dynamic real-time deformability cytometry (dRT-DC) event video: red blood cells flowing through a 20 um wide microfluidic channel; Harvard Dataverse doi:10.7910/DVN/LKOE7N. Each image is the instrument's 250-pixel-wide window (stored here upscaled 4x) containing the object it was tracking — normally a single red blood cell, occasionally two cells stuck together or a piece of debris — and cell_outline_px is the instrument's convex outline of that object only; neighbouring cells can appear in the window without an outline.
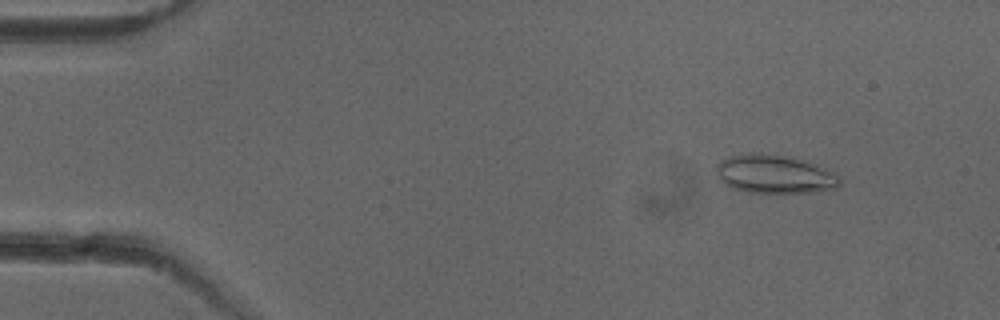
{"species": "common noctule bat (a hibernating species)", "species_latin": "Nyctalus noctula", "temperature_condition": "cold", "stored_images_in_passage": 47, "camera_frame_rate_fps": 3000, "um_per_image_px": 0.085, "animal": {"sex": "female"}, "frame": {"image": 1, "passage_image": 1, "time_ms": 0.0, "image_size_px": [1000, 320], "cell_outline_px": [[840, 184], [836, 188], [816, 192], [748, 192], [732, 188], [724, 184], [720, 180], [716, 172], [716, 164], [720, 160], [728, 156], [756, 152], [784, 156], [808, 160], [836, 172], [840, 176]], "centroid_in_image_um": [65.86, 14.79], "position_along_channel_um": 19.1, "area_um2": 28.09}}
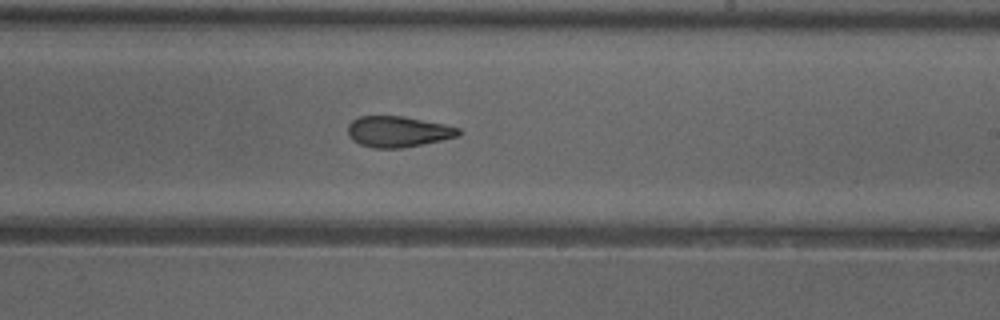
{"frame": {"image": 2, "passage_image": 26, "time_ms": 8.333, "image_size_px": [1000, 320], "cell_outline_px": [[460, 136], [400, 148], [372, 148], [360, 144], [352, 140], [348, 136], [348, 124], [352, 120], [360, 116], [404, 116], [444, 124], [460, 128]], "centroid_in_image_um": [33.8, 11.18], "position_along_channel_um": 255.2, "area_um2": 19.88}}
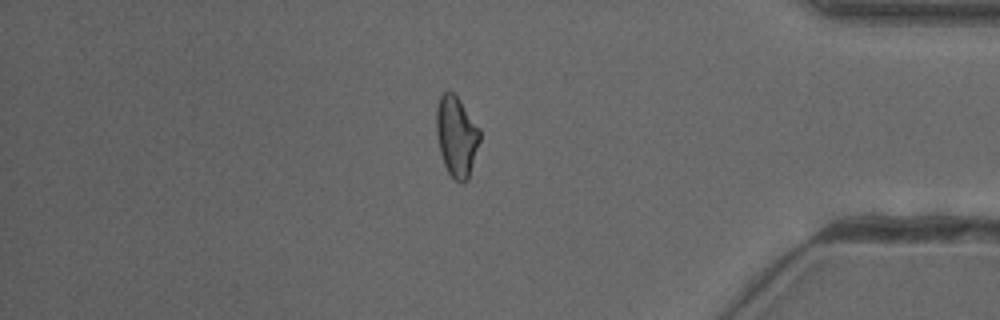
{"frame": {"image": 3, "passage_image": 39, "time_ms": 12.667, "image_size_px": [1000, 320], "cell_outline_px": [[480, 140], [468, 180], [464, 184], [460, 184], [448, 172], [444, 164], [440, 152], [436, 132], [436, 108], [440, 96], [448, 88], [460, 100], [480, 128]], "centroid_in_image_um": [38.8, 11.58], "position_along_channel_um": 396.4, "area_um2": 20.52}, "authors_computed_cell_mechanics": {"area_um2": 20.5768, "velocity_mm_per_s": 3.9873, "shape_relaxation_time_tau1_ms": null, "shape_relaxation_time_tau2_ms": 2.2573, "deformation_change_tau1": null, "deformation_change_tau2": 0.0897}}